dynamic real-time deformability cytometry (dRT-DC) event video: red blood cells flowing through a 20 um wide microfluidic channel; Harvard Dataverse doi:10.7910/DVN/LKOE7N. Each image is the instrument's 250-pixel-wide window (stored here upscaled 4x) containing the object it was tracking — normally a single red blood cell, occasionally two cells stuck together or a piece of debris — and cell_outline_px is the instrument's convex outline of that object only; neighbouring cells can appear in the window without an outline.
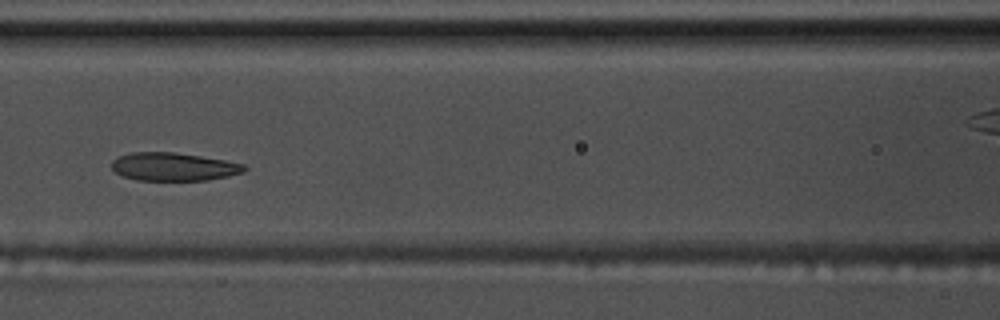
{"species": "common noctule bat (a hibernating species)", "species_latin": "Nyctalus noctula", "temperature_condition": "warm", "stored_images_in_passage": 8, "camera_frame_rate_fps": 3000, "um_per_image_px": 0.085, "animal": {"sex": "male", "body_mass_g": 17.5, "forearm_length_mm": 52.3}, "frame": {"image": 1, "passage_image": 7, "time_ms": 2.0, "image_size_px": [1000, 320], "cell_outline_px": [[248, 168], [244, 172], [228, 176], [208, 180], [136, 180], [124, 176], [116, 172], [112, 168], [112, 160], [120, 156], [132, 152], [172, 152], [200, 156], [224, 160], [244, 164]], "centroid_in_image_um": [14.77, 14.17], "position_along_channel_um": 151.8, "area_um2": 21.62}}